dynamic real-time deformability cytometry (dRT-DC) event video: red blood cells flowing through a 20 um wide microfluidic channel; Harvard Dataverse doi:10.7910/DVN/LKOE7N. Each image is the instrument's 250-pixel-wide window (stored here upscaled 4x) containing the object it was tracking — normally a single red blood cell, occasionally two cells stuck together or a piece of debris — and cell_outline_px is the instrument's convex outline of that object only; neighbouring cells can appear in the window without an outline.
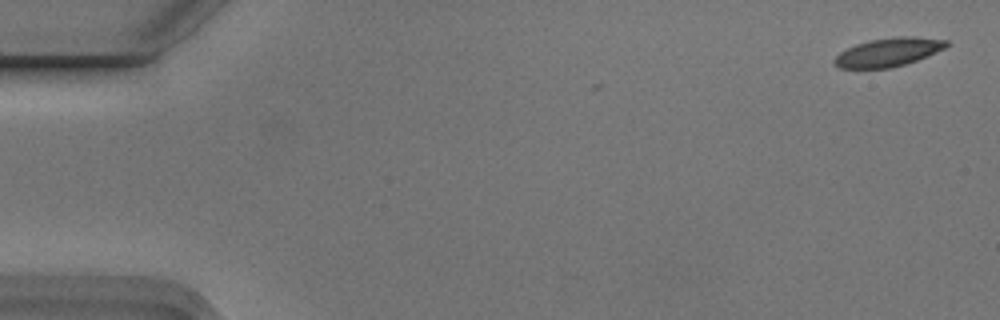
{"species": "Egyptian fruit bat (a non-hibernating species)", "species_latin": "Rousettus aegyptiacus", "temperature_condition": "cold", "stored_images_in_passage": 4, "camera_frame_rate_fps": 3000, "um_per_image_px": 0.085, "animal": {"sex": "male"}, "frame": {"image": 1, "passage_image": 1, "time_ms": 0.0, "image_size_px": [1000, 320], "cell_outline_px": [[948, 44], [944, 48], [916, 60], [904, 64], [888, 68], [840, 68], [832, 60], [840, 52], [856, 44], [868, 40], [896, 36], [916, 36], [948, 40]], "centroid_in_image_um": [75.49, 4.42], "position_along_channel_um": 9.5, "area_um2": 18.44}}